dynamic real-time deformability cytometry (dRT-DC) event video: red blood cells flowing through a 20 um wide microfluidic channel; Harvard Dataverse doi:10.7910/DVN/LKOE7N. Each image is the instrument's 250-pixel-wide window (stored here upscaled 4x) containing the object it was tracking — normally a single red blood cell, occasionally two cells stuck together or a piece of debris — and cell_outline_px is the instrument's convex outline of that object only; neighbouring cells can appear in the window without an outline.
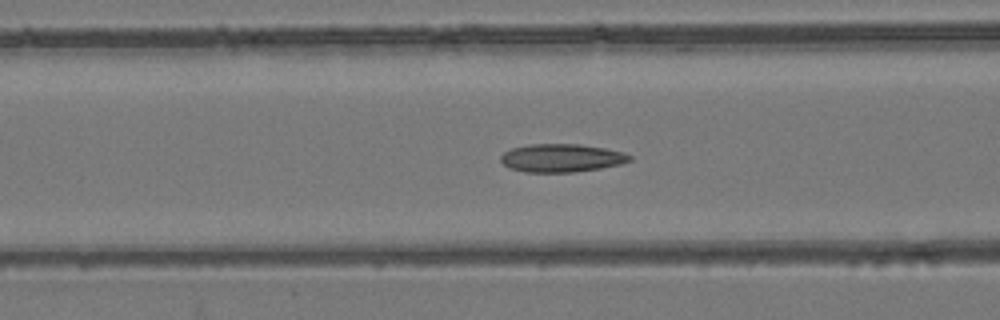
{"species": "common noctule bat (a hibernating species)", "species_latin": "Nyctalus noctula", "temperature_condition": "room temperature", "stored_images_in_passage": 53, "camera_frame_rate_fps": 3000, "um_per_image_px": 0.085, "animal": {"sex": "female", "body_mass_g": 24.6, "forearm_length_mm": 56.2}, "frame": {"image": 1, "passage_image": 21, "time_ms": 6.667, "image_size_px": [1000, 320], "cell_outline_px": [[632, 160], [620, 164], [600, 168], [572, 172], [524, 172], [508, 168], [500, 160], [500, 156], [504, 152], [512, 148], [528, 144], [580, 144], [604, 148], [624, 152], [632, 156]], "centroid_in_image_um": [47.71, 13.42], "position_along_channel_um": 118.9, "area_um2": 21.21}}
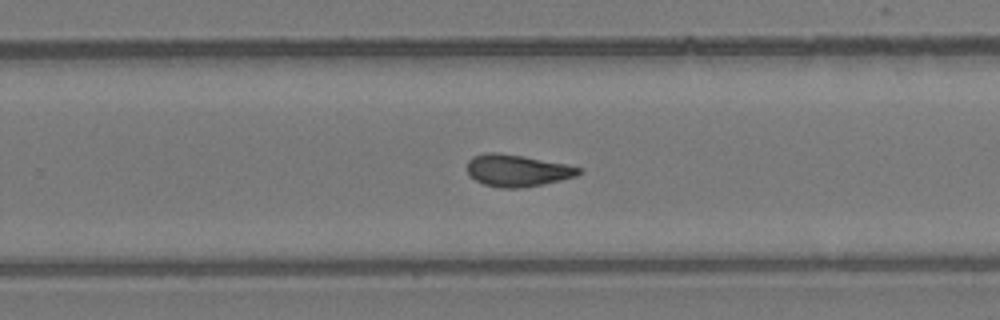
{"frame": {"image": 2, "passage_image": 34, "time_ms": 11.0, "image_size_px": [1000, 320], "cell_outline_px": [[584, 168], [576, 176], [544, 184], [520, 188], [500, 188], [484, 184], [476, 180], [468, 172], [468, 160], [472, 156], [488, 152], [496, 152], [524, 156]], "centroid_in_image_um": [43.96, 14.49], "position_along_channel_um": 285.8, "area_um2": 20.63}}
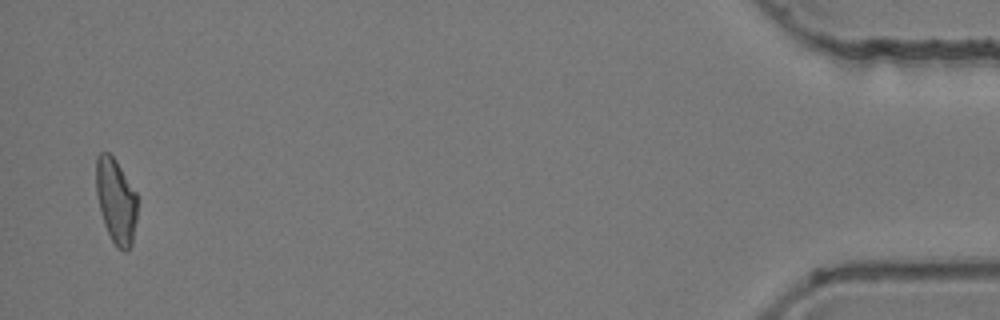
{"frame": {"image": 3, "passage_image": 52, "time_ms": 17.0, "image_size_px": [1000, 320], "cell_outline_px": [[136, 220], [132, 244], [124, 252], [116, 248], [104, 224], [100, 212], [96, 192], [96, 156], [100, 152], [108, 152], [116, 160], [136, 192]], "centroid_in_image_um": [9.84, 17.07], "position_along_channel_um": 425.4, "area_um2": 20.4}, "authors_computed_cell_mechanics": {"area_um2": 20.8658, "velocity_mm_per_s": 3.859, "shape_relaxation_time_tau1_ms": 9.5929, "shape_relaxation_time_tau2_ms": 1.9353, "deformation_change_tau1": 0.2226, "deformation_change_tau2": 0.0959}}